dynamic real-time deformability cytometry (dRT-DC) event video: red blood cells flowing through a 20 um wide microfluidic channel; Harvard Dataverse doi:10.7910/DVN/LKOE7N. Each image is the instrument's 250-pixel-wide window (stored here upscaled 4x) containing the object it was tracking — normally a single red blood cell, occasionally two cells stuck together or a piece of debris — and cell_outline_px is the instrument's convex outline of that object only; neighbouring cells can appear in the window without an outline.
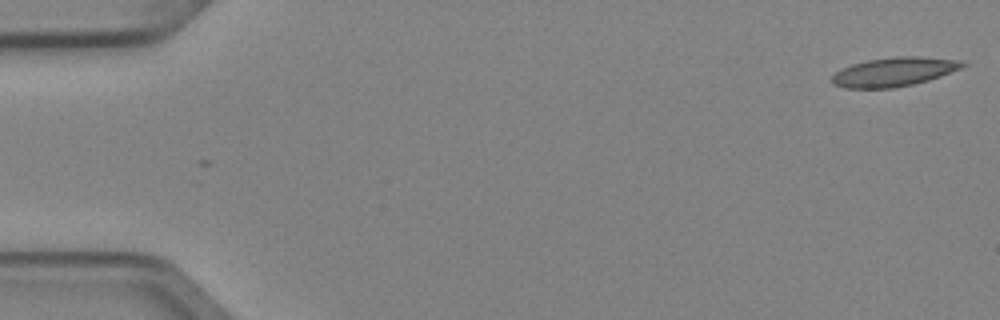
{"species": "Egyptian fruit bat (a non-hibernating species)", "species_latin": "Rousettus aegyptiacus", "temperature_condition": "cold", "stored_images_in_passage": 2, "camera_frame_rate_fps": 3000, "um_per_image_px": 0.085, "animal": {"sex": "female"}, "frame": {"image": 1, "passage_image": 2, "time_ms": 0.333, "image_size_px": [1000, 320], "cell_outline_px": [[968, 64], [960, 68], [940, 76], [928, 80], [912, 84], [892, 88], [844, 88], [832, 84], [832, 76], [836, 72], [852, 64], [868, 60], [892, 56], [916, 56], [956, 60]], "centroid_in_image_um": [75.95, 6.11], "position_along_channel_um": 9.1, "area_um2": 21.79}}